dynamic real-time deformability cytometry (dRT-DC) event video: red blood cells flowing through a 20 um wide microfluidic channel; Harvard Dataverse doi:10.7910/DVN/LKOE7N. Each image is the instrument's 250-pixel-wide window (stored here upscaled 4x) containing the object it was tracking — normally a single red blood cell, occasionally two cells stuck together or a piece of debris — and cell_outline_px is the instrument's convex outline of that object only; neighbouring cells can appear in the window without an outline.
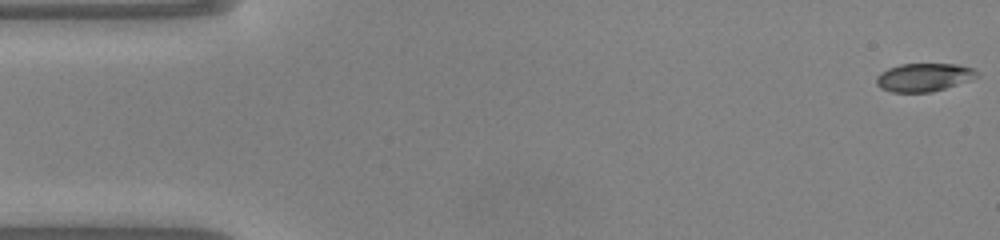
{"species": "common noctule bat (a hibernating species)", "species_latin": "Nyctalus noctula", "temperature_condition": "warm", "stored_images_in_passage": 49, "camera_frame_rate_fps": 3000, "um_per_image_px": 0.085, "animal": {"sex": "male", "body_mass_g": 20.0, "forearm_length_mm": 53.3}, "frame": {"image": 1, "passage_image": 1, "time_ms": 0.0, "image_size_px": [1000, 240], "cell_outline_px": [[980, 76], [932, 92], [892, 92], [880, 88], [876, 84], [876, 76], [880, 72], [888, 68], [900, 64], [956, 64], [972, 68]], "centroid_in_image_um": [78.47, 6.57], "position_along_channel_um": 6.5, "area_um2": 16.42}}
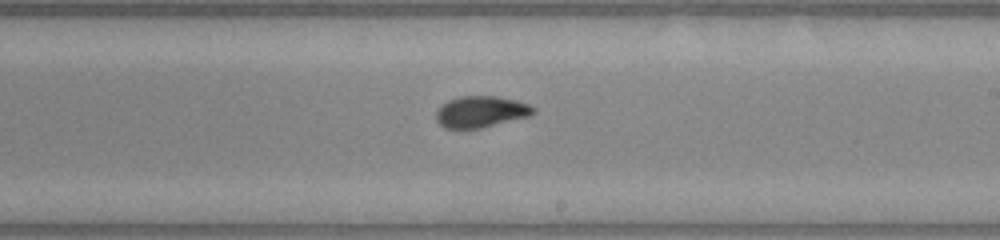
{"frame": {"image": 2, "passage_image": 28, "time_ms": 9.0, "image_size_px": [1000, 240], "cell_outline_px": [[536, 112], [528, 116], [480, 128], [444, 128], [436, 120], [436, 112], [448, 100], [460, 96], [496, 96], [516, 100], [528, 104], [536, 108]], "centroid_in_image_um": [40.88, 9.49], "position_along_channel_um": 248.1, "area_um2": 17.57}}
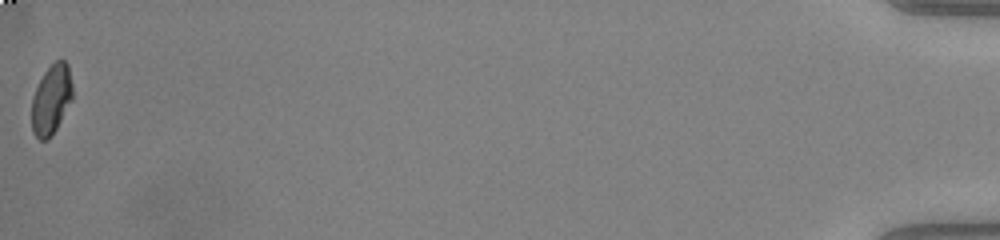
{"frame": {"image": 3, "passage_image": 49, "time_ms": 16.0, "image_size_px": [1000, 240], "cell_outline_px": [[72, 100], [56, 128], [48, 140], [40, 140], [32, 132], [32, 100], [36, 88], [44, 72], [56, 60], [64, 60], [68, 64], [72, 84]], "centroid_in_image_um": [4.36, 8.46], "position_along_channel_um": 430.8, "area_um2": 16.42}, "authors_computed_cell_mechanics": {"area_um2": 17.4556, "velocity_mm_per_s": 4.1299, "shape_relaxation_time_tau1_ms": 6.8909, "shape_relaxation_time_tau2_ms": 0.9408, "deformation_change_tau1": 0.2044, "deformation_change_tau2": 0.0565}}